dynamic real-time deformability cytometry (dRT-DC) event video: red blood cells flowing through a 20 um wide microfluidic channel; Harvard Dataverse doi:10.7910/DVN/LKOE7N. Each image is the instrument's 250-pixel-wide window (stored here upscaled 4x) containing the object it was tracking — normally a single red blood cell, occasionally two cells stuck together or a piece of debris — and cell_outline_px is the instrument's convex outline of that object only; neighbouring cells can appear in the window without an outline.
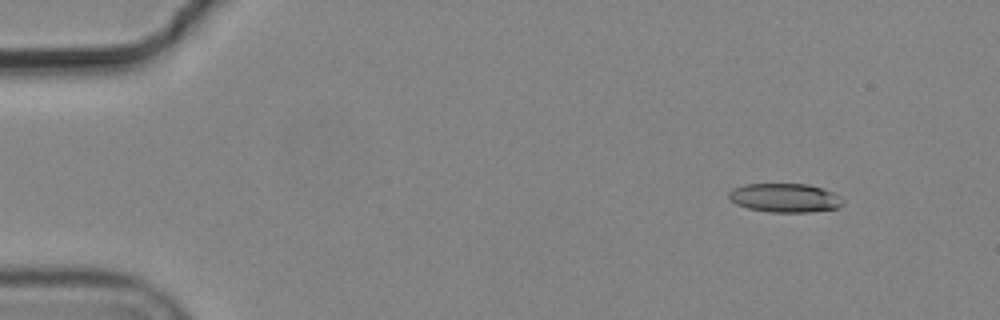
{"species": "common noctule bat (a hibernating species)", "species_latin": "Nyctalus noctula", "temperature_condition": "cold", "stored_images_in_passage": 5, "camera_frame_rate_fps": 3000, "um_per_image_px": 0.085, "animal": {"sex": "male", "body_mass_g": 19.2, "forearm_length_mm": 51.8}, "frame": {"image": 1, "passage_image": 1, "time_ms": 0.0, "image_size_px": [1000, 320], "cell_outline_px": [[844, 204], [836, 208], [808, 212], [768, 212], [748, 208], [736, 204], [728, 196], [728, 192], [732, 188], [744, 184], [808, 184], [832, 192], [840, 196], [844, 200]], "centroid_in_image_um": [66.7, 16.81], "position_along_channel_um": 18.3, "area_um2": 19.19}}
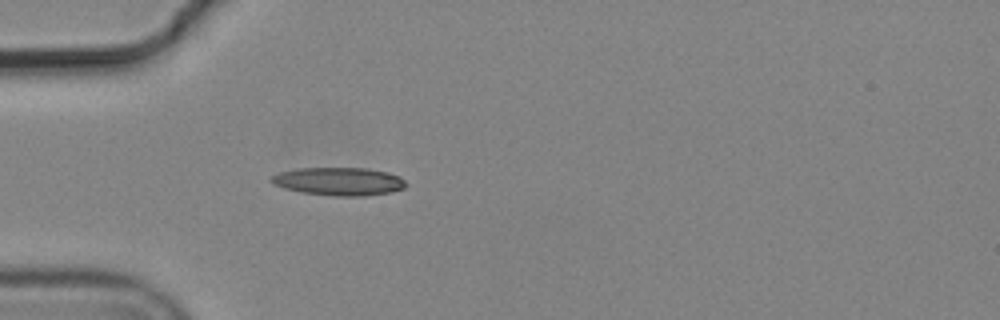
{"frame": {"image": 2, "passage_image": 4, "time_ms": 1.0, "image_size_px": [1000, 320], "cell_outline_px": [[408, 184], [404, 188], [392, 192], [364, 196], [336, 196], [304, 192], [284, 188], [268, 180], [272, 176], [280, 172], [300, 168], [364, 168], [388, 172], [400, 176]], "centroid_in_image_um": [28.86, 15.42], "position_along_channel_um": 56.1, "area_um2": 21.91}}